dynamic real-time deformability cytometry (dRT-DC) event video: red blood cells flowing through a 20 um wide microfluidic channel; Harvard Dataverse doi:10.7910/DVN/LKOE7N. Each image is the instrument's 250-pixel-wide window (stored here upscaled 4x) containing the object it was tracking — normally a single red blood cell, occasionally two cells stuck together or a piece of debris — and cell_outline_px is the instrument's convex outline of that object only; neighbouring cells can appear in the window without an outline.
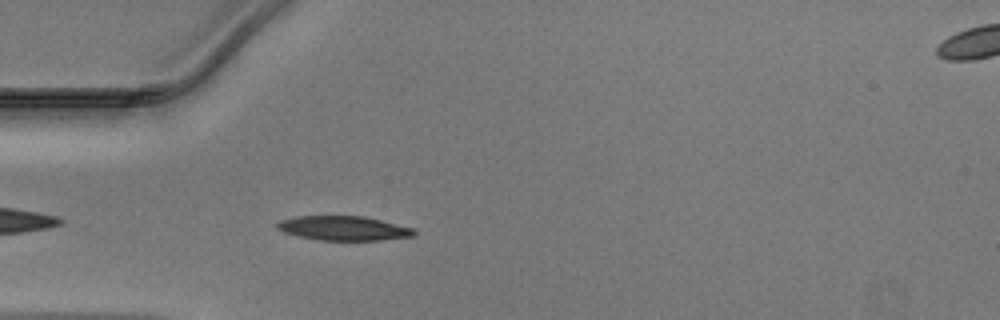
{"species": "Egyptian fruit bat (a non-hibernating species)", "species_latin": "Rousettus aegyptiacus", "temperature_condition": "warm", "stored_images_in_passage": 32, "camera_frame_rate_fps": 3000, "um_per_image_px": 0.085, "animal": {"sex": "male"}, "frame": {"image": 1, "passage_image": 3, "time_ms": 0.667, "image_size_px": [1000, 320], "cell_outline_px": [[416, 236], [380, 240], [320, 240], [300, 236], [284, 232], [276, 228], [276, 224], [280, 220], [296, 216], [364, 216], [412, 228], [416, 232]], "centroid_in_image_um": [29.2, 19.4], "position_along_channel_um": 55.8, "area_um2": 19.31}}
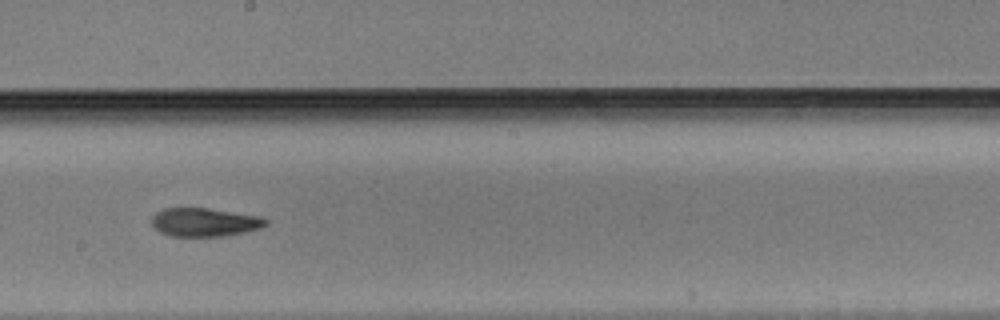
{"frame": {"image": 2, "passage_image": 16, "time_ms": 5.0, "image_size_px": [1000, 320], "cell_outline_px": [[268, 224], [260, 228], [228, 236], [172, 236], [160, 232], [152, 224], [152, 216], [156, 212], [164, 208], [208, 208], [260, 216], [268, 220]], "centroid_in_image_um": [17.4, 18.88], "position_along_channel_um": 230.8, "area_um2": 18.96}}
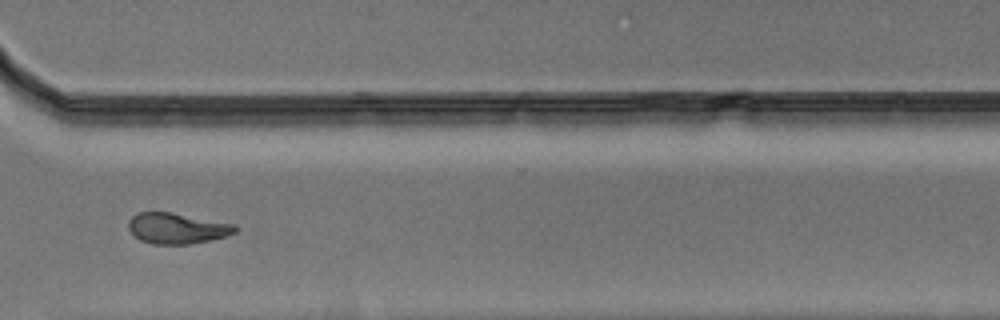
{"frame": {"image": 3, "passage_image": 25, "time_ms": 8.0, "image_size_px": [1000, 320], "cell_outline_px": [[236, 232], [224, 236], [208, 240], [188, 244], [152, 244], [140, 240], [128, 228], [128, 220], [136, 212], [172, 212], [236, 224]], "centroid_in_image_um": [15.02, 19.39], "position_along_channel_um": 355.6, "area_um2": 19.07}}